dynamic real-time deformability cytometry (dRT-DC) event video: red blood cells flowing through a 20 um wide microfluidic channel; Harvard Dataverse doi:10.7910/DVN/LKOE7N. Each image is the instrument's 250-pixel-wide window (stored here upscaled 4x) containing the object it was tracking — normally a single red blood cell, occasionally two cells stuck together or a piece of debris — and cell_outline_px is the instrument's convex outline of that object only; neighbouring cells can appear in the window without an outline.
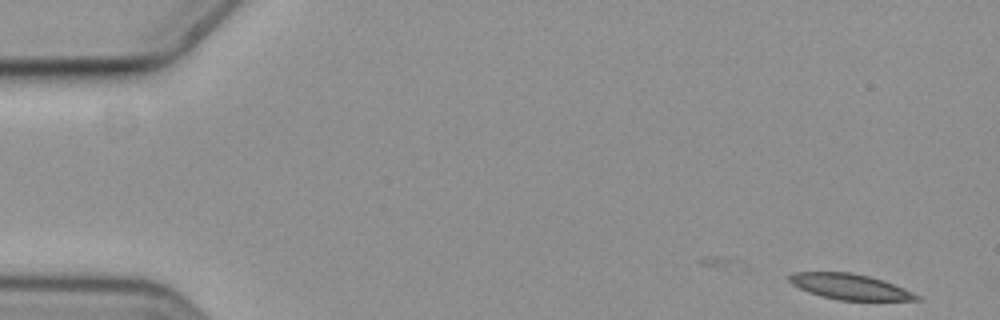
{"species": "common noctule bat (a hibernating species)", "species_latin": "Nyctalus noctula", "temperature_condition": "cold", "stored_images_in_passage": 47, "camera_frame_rate_fps": 3000, "um_per_image_px": 0.085, "animal": {"sex": "female", "body_mass_g": 19.3, "forearm_length_mm": 54.1}, "frame": {"image": 1, "passage_image": 1, "time_ms": 0.0, "image_size_px": [1000, 320], "cell_outline_px": [[924, 300], [840, 300], [820, 296], [808, 292], [792, 284], [784, 276], [792, 272], [852, 272], [884, 280], [904, 288], [920, 296]], "centroid_in_image_um": [72.21, 24.36], "position_along_channel_um": 12.8, "area_um2": 19.13}}
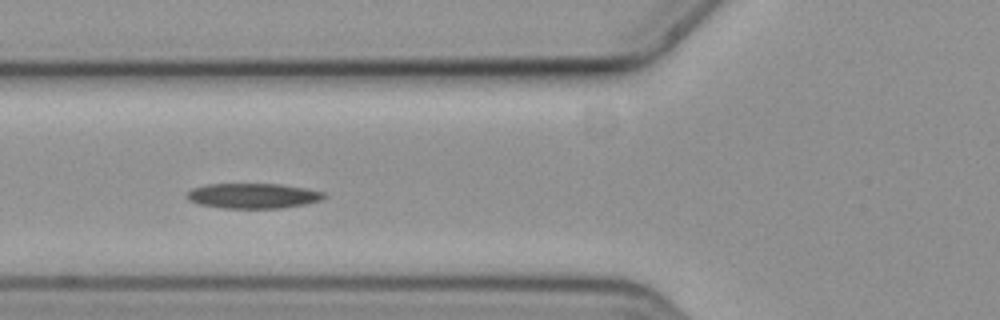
{"frame": {"image": 2, "passage_image": 20, "time_ms": 6.333, "image_size_px": [1000, 320], "cell_outline_px": [[328, 196], [320, 200], [304, 204], [284, 208], [224, 208], [200, 204], [188, 200], [184, 196], [192, 188], [208, 184], [280, 184], [304, 188], [324, 192]], "centroid_in_image_um": [21.5, 16.64], "position_along_channel_um": 104.3, "area_um2": 20.06}}
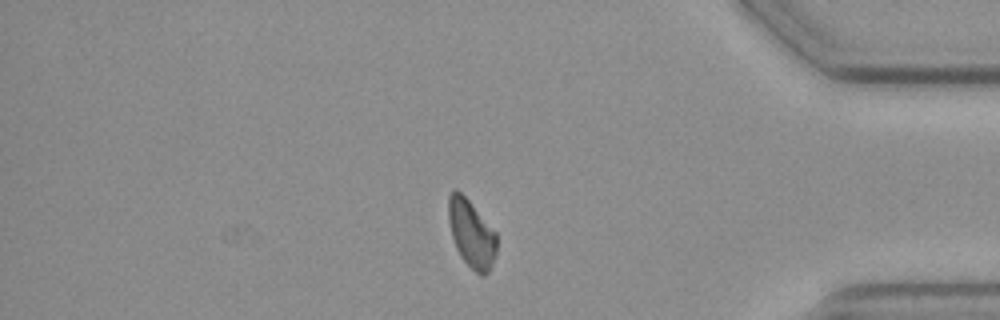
{"frame": {"image": 3, "passage_image": 47, "time_ms": 15.333, "image_size_px": [1000, 320], "cell_outline_px": [[496, 256], [488, 272], [484, 276], [480, 276], [460, 256], [456, 248], [452, 236], [448, 220], [448, 196], [456, 188], [468, 200], [496, 232]], "centroid_in_image_um": [40.07, 19.87], "position_along_channel_um": 395.1, "area_um2": 18.84}}